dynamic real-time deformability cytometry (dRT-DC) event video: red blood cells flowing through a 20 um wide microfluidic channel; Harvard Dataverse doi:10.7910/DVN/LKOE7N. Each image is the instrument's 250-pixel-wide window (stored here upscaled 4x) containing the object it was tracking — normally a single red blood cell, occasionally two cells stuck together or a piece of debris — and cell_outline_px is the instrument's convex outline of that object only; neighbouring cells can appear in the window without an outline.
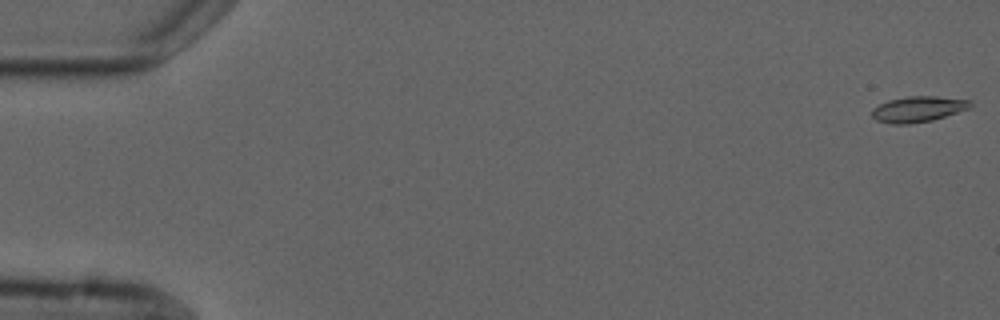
{"species": "common noctule bat (a hibernating species)", "species_latin": "Nyctalus noctula", "temperature_condition": "cold", "stored_images_in_passage": 5, "camera_frame_rate_fps": 3000, "um_per_image_px": 0.085, "animal": {"sex": "male", "forearm_length_mm": 52.5}, "frame": {"image": 1, "passage_image": 1, "time_ms": 0.0, "image_size_px": [1000, 320], "cell_outline_px": [[972, 108], [932, 120], [908, 124], [892, 124], [876, 120], [872, 116], [872, 108], [888, 100], [908, 96], [936, 96], [972, 100]], "centroid_in_image_um": [78.07, 9.27], "position_along_channel_um": 6.9, "area_um2": 14.85}}
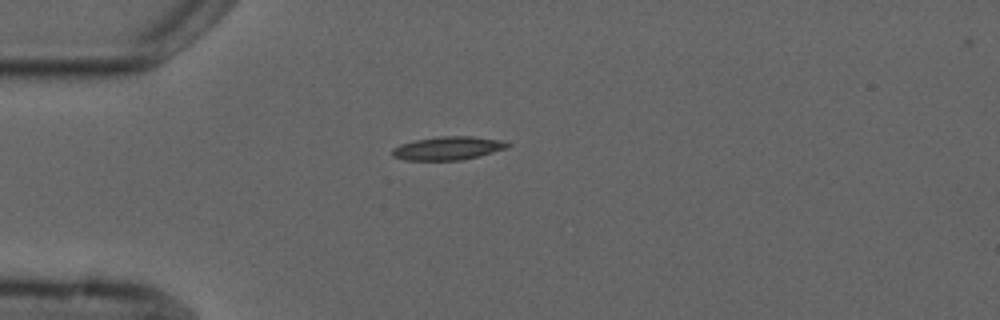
{"frame": {"image": 2, "passage_image": 5, "time_ms": 4.667, "image_size_px": [1000, 320], "cell_outline_px": [[512, 144], [508, 148], [460, 160], [404, 160], [392, 156], [392, 148], [400, 144], [416, 140], [440, 136], [472, 136], [504, 140]], "centroid_in_image_um": [38.08, 12.59], "position_along_channel_um": 46.9, "area_um2": 15.72}}